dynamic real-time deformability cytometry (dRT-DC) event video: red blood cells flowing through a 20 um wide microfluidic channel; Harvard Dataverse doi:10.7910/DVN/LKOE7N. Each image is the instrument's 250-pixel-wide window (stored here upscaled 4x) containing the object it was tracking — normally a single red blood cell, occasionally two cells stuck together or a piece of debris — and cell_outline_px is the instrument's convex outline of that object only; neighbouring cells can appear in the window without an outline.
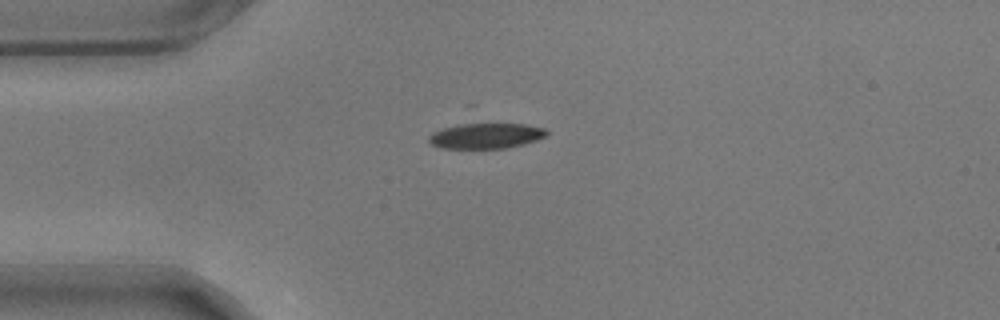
{"species": "common noctule bat (a hibernating species)", "species_latin": "Nyctalus noctula", "temperature_condition": "warm", "stored_images_in_passage": 44, "camera_frame_rate_fps": 3000, "um_per_image_px": 0.085, "animal": {"sex": "male", "body_mass_g": 17.9}, "frame": {"image": 1, "passage_image": 1, "time_ms": 0.0, "image_size_px": [1000, 320], "cell_outline_px": [[548, 132], [544, 136], [536, 140], [524, 144], [504, 148], [444, 148], [432, 144], [428, 140], [428, 136], [432, 132], [468, 120], [472, 120], [524, 124], [544, 128]], "centroid_in_image_um": [41.27, 11.48], "position_along_channel_um": 43.7, "area_um2": 18.26}}
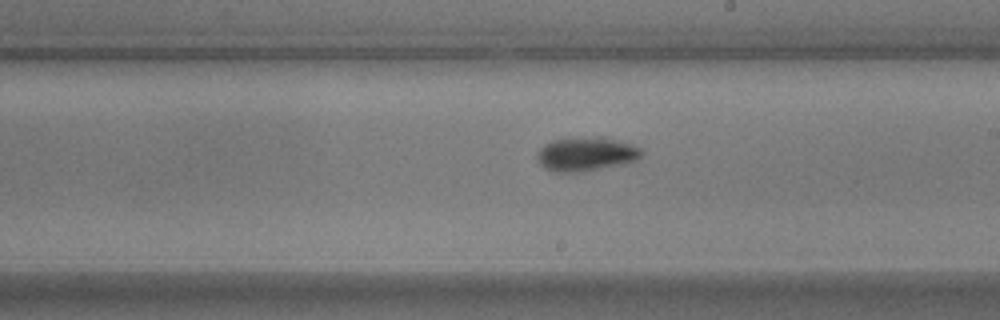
{"frame": {"image": 2, "passage_image": 19, "time_ms": 6.0, "image_size_px": [1000, 320], "cell_outline_px": [[644, 152], [636, 160], [624, 164], [576, 172], [556, 172], [544, 168], [540, 164], [536, 156], [540, 148], [544, 144], [552, 140], [568, 136], [604, 136], [640, 148]], "centroid_in_image_um": [49.77, 13.06], "position_along_channel_um": 239.2, "area_um2": 20.92}}
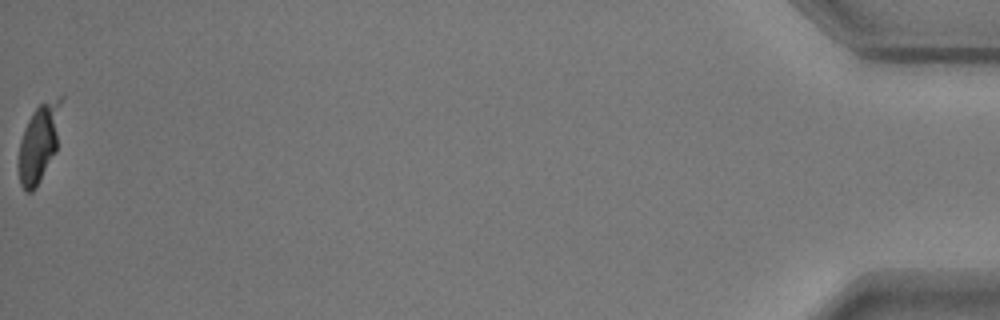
{"frame": {"image": 3, "passage_image": 44, "time_ms": 14.333, "image_size_px": [1000, 320], "cell_outline_px": [[64, 96], [56, 152], [36, 188], [32, 192], [24, 192], [20, 184], [16, 164], [20, 140], [24, 128], [32, 112], [40, 104], [60, 96]], "centroid_in_image_um": [3.31, 12.17], "position_along_channel_um": 431.9, "area_um2": 20.11}, "authors_computed_cell_mechanics": {"area_um2": 19.9121, "velocity_mm_per_s": 3.5426, "shape_relaxation_time_tau1_ms": 3.4782, "shape_relaxation_time_tau2_ms": null, "deformation_change_tau1": 0.1325, "deformation_change_tau2": null}}